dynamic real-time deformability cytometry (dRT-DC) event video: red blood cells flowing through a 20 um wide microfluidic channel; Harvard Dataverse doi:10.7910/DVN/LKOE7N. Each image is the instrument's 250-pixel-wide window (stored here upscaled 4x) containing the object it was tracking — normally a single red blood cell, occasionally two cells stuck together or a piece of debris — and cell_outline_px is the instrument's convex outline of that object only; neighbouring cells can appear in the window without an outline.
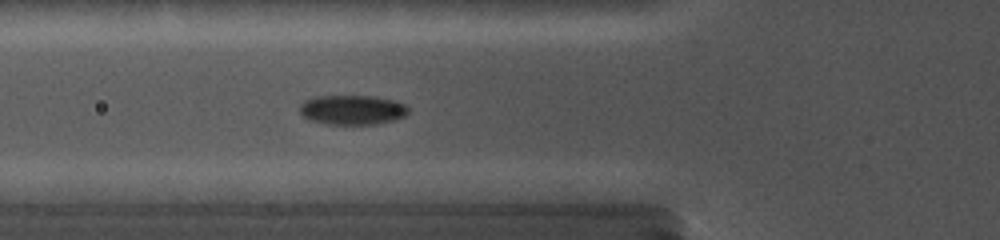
{"species": "common noctule bat (a hibernating species)", "species_latin": "Nyctalus noctula", "temperature_condition": "cold", "stored_images_in_passage": 61, "camera_frame_rate_fps": 5000, "um_per_image_px": 0.085, "animal": {"sex": "female", "body_mass_g": 19.0, "forearm_length_mm": 56.7}, "frame": {"image": 1, "passage_image": 43, "time_ms": 5.8, "image_size_px": [1000, 240], "cell_outline_px": [[408, 112], [404, 116], [396, 120], [376, 124], [328, 124], [308, 120], [300, 112], [300, 104], [304, 100], [316, 96], [376, 96], [396, 100], [404, 104], [408, 108]], "centroid_in_image_um": [29.95, 9.33], "position_along_channel_um": 95.8, "area_um2": 18.9}}